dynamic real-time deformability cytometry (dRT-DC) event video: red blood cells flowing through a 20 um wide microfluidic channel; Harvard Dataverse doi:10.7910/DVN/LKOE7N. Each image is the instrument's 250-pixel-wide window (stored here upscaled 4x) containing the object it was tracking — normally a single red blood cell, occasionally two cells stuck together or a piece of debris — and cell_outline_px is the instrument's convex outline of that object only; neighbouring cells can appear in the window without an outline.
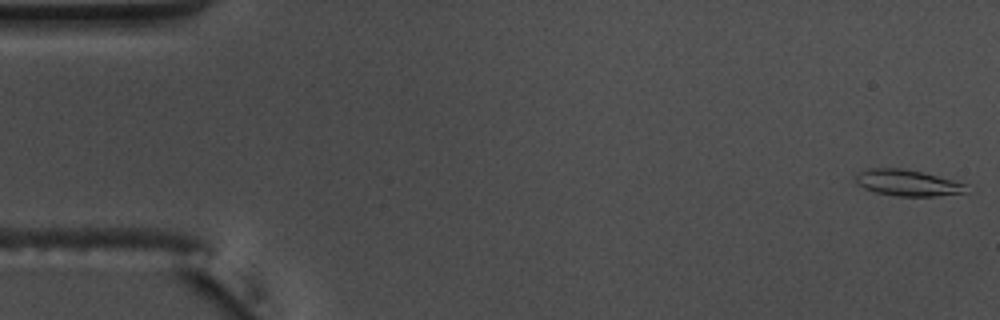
{"species": "common noctule bat (a hibernating species)", "species_latin": "Nyctalus noctula", "temperature_condition": "warm", "stored_images_in_passage": 54, "camera_frame_rate_fps": 3000, "um_per_image_px": 0.085, "animal": {"sex": "male", "body_mass_g": 17.5, "forearm_length_mm": 52.3}, "frame": {"image": 1, "passage_image": 1, "time_ms": 0.0, "image_size_px": [1000, 320], "cell_outline_px": [[968, 192], [936, 196], [896, 196], [876, 192], [864, 188], [856, 184], [856, 172], [868, 168], [904, 168], [968, 184]], "centroid_in_image_um": [77.12, 15.54], "position_along_channel_um": 7.9, "area_um2": 16.94}}
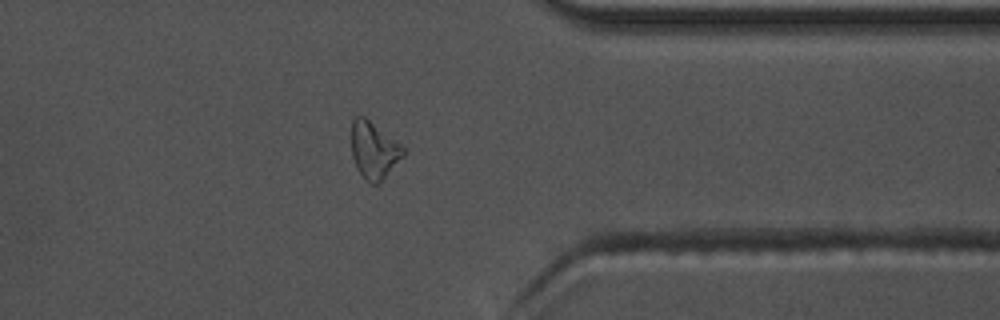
{"frame": {"image": 2, "passage_image": 43, "time_ms": 14.0, "image_size_px": [1000, 320], "cell_outline_px": [[404, 156], [380, 184], [372, 184], [356, 168], [352, 156], [352, 120], [356, 116], [364, 116], [400, 144], [404, 148]], "centroid_in_image_um": [31.79, 12.79], "position_along_channel_um": 379.6, "area_um2": 16.99}}
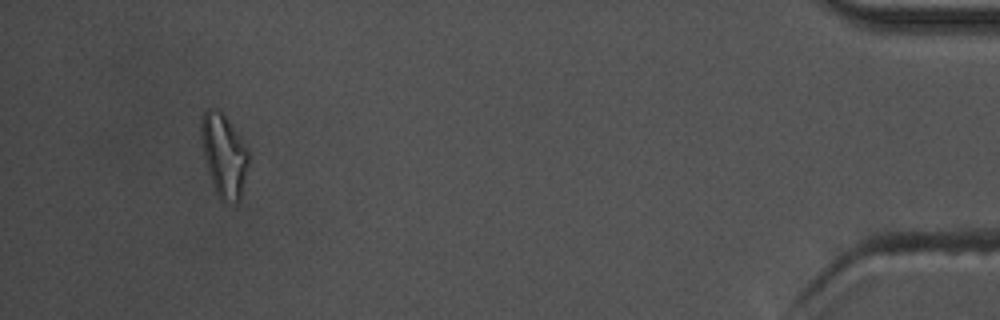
{"frame": {"image": 3, "passage_image": 51, "time_ms": 16.667, "image_size_px": [1000, 320], "cell_outline_px": [[248, 164], [240, 196], [236, 204], [220, 200], [212, 184], [204, 156], [200, 136], [200, 116], [208, 108], [216, 108], [224, 116], [248, 148]], "centroid_in_image_um": [19.0, 13.19], "position_along_channel_um": 416.2, "area_um2": 22.6}}